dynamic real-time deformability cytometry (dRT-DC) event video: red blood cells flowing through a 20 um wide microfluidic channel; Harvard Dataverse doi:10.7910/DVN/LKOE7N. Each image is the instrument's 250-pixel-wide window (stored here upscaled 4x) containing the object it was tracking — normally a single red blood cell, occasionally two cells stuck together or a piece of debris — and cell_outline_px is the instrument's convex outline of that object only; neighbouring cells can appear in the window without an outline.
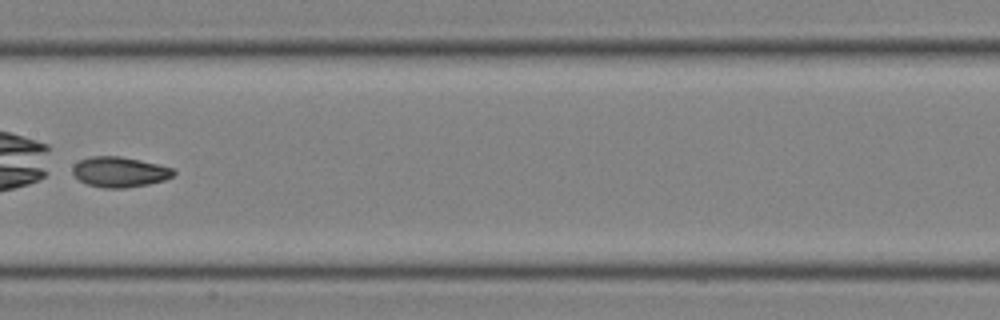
{"species": "common noctule bat (a hibernating species)", "species_latin": "Nyctalus noctula", "temperature_condition": "room temperature", "stored_images_in_passage": 24, "camera_frame_rate_fps": 3000, "um_per_image_px": 0.085, "animal": {"sex": "male", "body_mass_g": 19.0, "forearm_length_mm": 50.8}, "frame": {"image": 1, "passage_image": 24, "time_ms": 7.667, "image_size_px": [1000, 320], "cell_outline_px": [[176, 172], [172, 176], [164, 180], [148, 184], [124, 188], [104, 188], [88, 184], [80, 180], [72, 172], [72, 168], [80, 160], [92, 156], [120, 156], [140, 160], [172, 168]], "centroid_in_image_um": [10.17, 14.61], "position_along_channel_um": 197.2, "area_um2": 17.57}}